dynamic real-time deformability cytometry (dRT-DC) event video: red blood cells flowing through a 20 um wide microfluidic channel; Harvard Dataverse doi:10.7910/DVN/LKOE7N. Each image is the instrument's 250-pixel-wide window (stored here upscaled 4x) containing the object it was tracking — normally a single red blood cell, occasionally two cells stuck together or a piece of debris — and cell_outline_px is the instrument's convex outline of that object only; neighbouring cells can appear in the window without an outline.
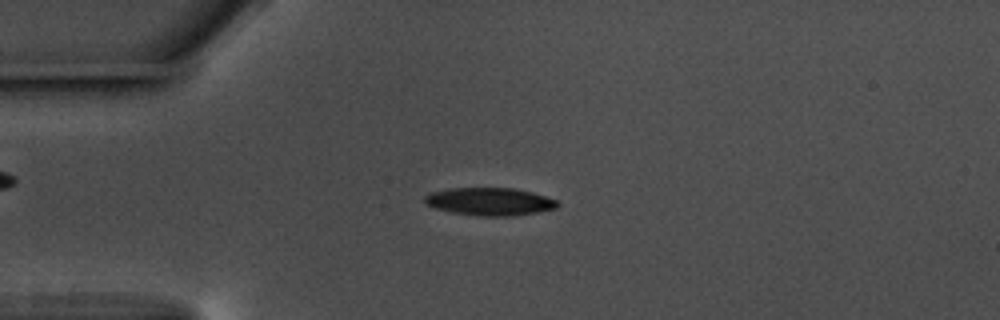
{"species": "common noctule bat (a hibernating species)", "species_latin": "Nyctalus noctula", "temperature_condition": "warm", "stored_images_in_passage": 48, "camera_frame_rate_fps": 3000, "um_per_image_px": 0.085, "animal": {"sex": "male", "body_mass_g": 17.5, "forearm_length_mm": 52.3}, "frame": {"image": 1, "passage_image": 5, "time_ms": 1.333, "image_size_px": [1000, 320], "cell_outline_px": [[560, 204], [556, 208], [536, 212], [512, 216], [480, 216], [452, 212], [436, 208], [428, 204], [424, 200], [424, 196], [432, 192], [448, 188], [516, 188], [532, 192], [556, 200]], "centroid_in_image_um": [41.64, 17.13], "position_along_channel_um": 43.4, "area_um2": 21.33}}
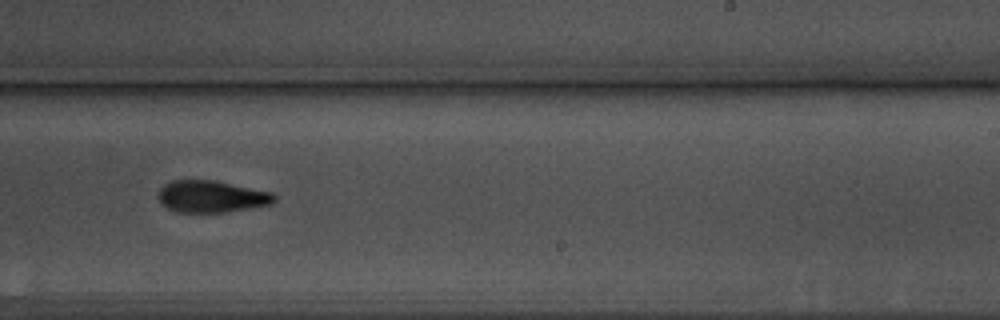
{"frame": {"image": 2, "passage_image": 26, "time_ms": 8.333, "image_size_px": [1000, 320], "cell_outline_px": [[276, 200], [272, 204], [228, 212], [180, 212], [168, 208], [160, 204], [156, 196], [160, 188], [164, 184], [172, 180], [216, 180], [272, 192], [276, 196]], "centroid_in_image_um": [17.96, 16.7], "position_along_channel_um": 271.0, "area_um2": 21.85}}
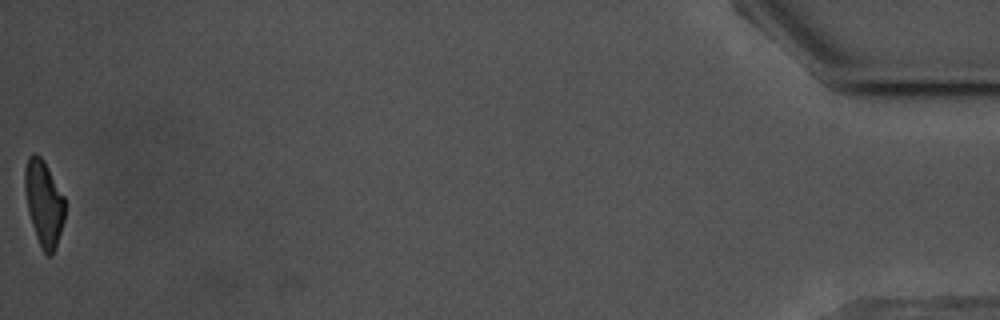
{"frame": {"image": 3, "passage_image": 48, "time_ms": 15.667, "image_size_px": [1000, 320], "cell_outline_px": [[64, 220], [56, 248], [52, 256], [48, 256], [44, 252], [36, 236], [28, 212], [24, 192], [24, 168], [28, 156], [32, 152], [36, 152], [44, 160], [64, 196]], "centroid_in_image_um": [3.71, 17.22], "position_along_channel_um": 431.5, "area_um2": 20.17}, "authors_computed_cell_mechanics": {"area_um2": 21.6172, "velocity_mm_per_s": 3.5651, "shape_relaxation_time_tau1_ms": 3.1646, "shape_relaxation_time_tau2_ms": 4.6187, "deformation_change_tau1": 0.1514, "deformation_change_tau2": 0.1165}}